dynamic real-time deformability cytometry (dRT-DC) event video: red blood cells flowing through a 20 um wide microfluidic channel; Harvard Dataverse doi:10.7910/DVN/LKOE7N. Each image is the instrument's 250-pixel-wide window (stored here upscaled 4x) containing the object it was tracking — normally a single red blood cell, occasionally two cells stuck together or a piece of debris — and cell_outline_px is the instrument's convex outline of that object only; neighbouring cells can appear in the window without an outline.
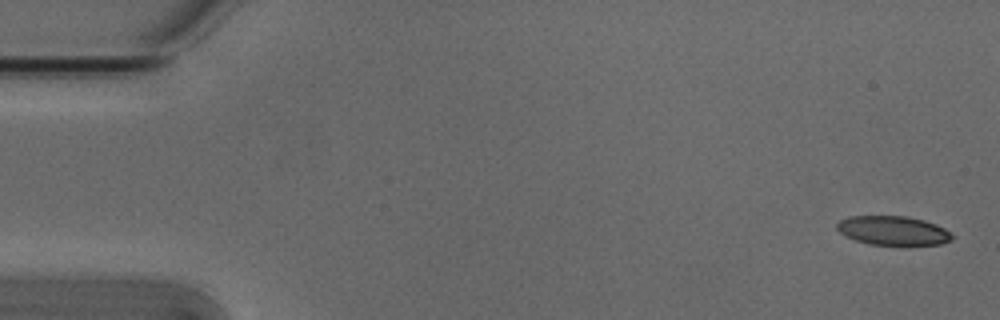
{"species": "Egyptian fruit bat (a non-hibernating species)", "species_latin": "Rousettus aegyptiacus", "temperature_condition": "cold", "stored_images_in_passage": 6, "camera_frame_rate_fps": 3000, "um_per_image_px": 0.085, "animal": {"sex": "male"}, "frame": {"image": 1, "passage_image": 1, "time_ms": 0.0, "image_size_px": [1000, 320], "cell_outline_px": [[952, 240], [940, 244], [908, 248], [868, 244], [856, 240], [840, 232], [836, 228], [836, 224], [840, 220], [848, 216], [908, 216], [924, 220], [936, 224], [944, 228], [952, 236]], "centroid_in_image_um": [75.94, 19.64], "position_along_channel_um": 9.1, "area_um2": 20.29}}